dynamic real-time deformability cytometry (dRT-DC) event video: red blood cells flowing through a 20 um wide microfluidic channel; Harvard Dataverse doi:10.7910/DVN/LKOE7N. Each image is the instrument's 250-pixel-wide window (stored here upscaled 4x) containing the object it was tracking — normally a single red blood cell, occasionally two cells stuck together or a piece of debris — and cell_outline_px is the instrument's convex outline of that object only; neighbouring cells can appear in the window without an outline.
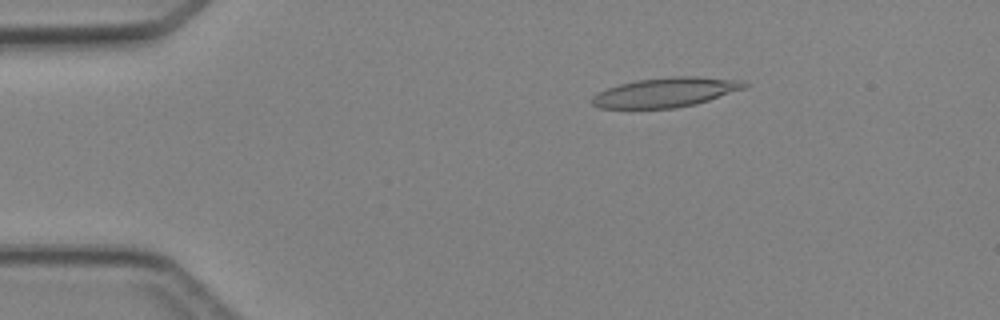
{"species": "Egyptian fruit bat (a non-hibernating species)", "species_latin": "Rousettus aegyptiacus", "temperature_condition": "cold", "stored_images_in_passage": 3, "camera_frame_rate_fps": 3000, "um_per_image_px": 0.085, "animal": {"sex": "female"}, "frame": {"image": 1, "passage_image": 2, "time_ms": 1.333, "image_size_px": [1000, 320], "cell_outline_px": [[752, 84], [744, 88], [696, 104], [676, 108], [600, 108], [592, 104], [592, 96], [596, 92], [620, 84], [636, 80], [672, 76], [696, 76], [740, 80]], "centroid_in_image_um": [56.58, 7.84], "position_along_channel_um": 28.4, "area_um2": 26.18}}
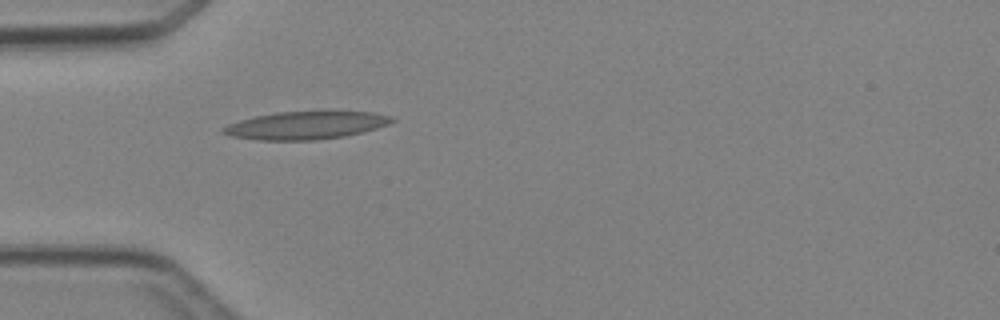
{"frame": {"image": 2, "passage_image": 3, "time_ms": 3.333, "image_size_px": [1000, 320], "cell_outline_px": [[396, 120], [388, 124], [376, 128], [344, 136], [316, 140], [260, 140], [232, 136], [220, 132], [220, 128], [228, 124], [252, 116], [276, 112], [320, 108], [372, 112], [392, 116]], "centroid_in_image_um": [26.02, 10.59], "position_along_channel_um": 59.0, "area_um2": 28.55}}